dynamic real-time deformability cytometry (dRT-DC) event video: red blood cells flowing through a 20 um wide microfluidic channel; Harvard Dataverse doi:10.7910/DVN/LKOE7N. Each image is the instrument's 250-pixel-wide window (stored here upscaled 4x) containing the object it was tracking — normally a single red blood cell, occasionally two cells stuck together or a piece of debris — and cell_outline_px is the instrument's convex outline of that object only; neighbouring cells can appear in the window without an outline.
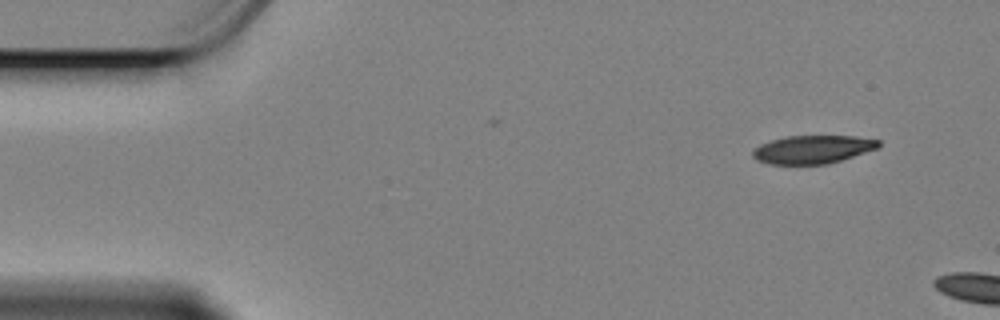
{"species": "Egyptian fruit bat (a non-hibernating species)", "species_latin": "Rousettus aegyptiacus", "temperature_condition": "cold", "stored_images_in_passage": 11, "camera_frame_rate_fps": 3000, "um_per_image_px": 0.085, "animal": {"sex": "female"}, "frame": {"image": 1, "passage_image": 1, "time_ms": 0.0, "image_size_px": [1000, 320], "cell_outline_px": [[880, 148], [828, 164], [768, 164], [756, 160], [752, 156], [752, 152], [760, 144], [772, 140], [788, 136], [856, 136], [880, 140]], "centroid_in_image_um": [69.11, 12.7], "position_along_channel_um": 15.9, "area_um2": 20.75}}